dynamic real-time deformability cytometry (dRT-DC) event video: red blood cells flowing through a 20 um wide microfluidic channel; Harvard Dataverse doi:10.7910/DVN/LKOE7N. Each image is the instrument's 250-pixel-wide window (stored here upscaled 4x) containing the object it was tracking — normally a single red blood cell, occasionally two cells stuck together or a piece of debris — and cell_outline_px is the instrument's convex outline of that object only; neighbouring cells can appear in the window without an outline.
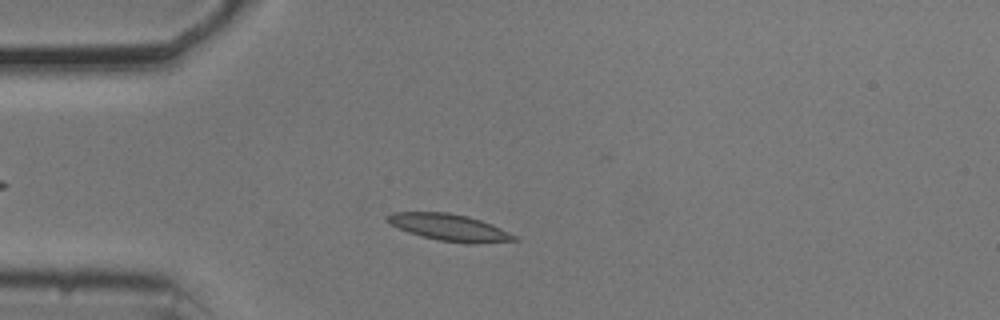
{"species": "common noctule bat (a hibernating species)", "species_latin": "Nyctalus noctula", "temperature_condition": "cold", "stored_images_in_passage": 49, "camera_frame_rate_fps": 3000, "um_per_image_px": 0.085, "animal": {"sex": "male", "body_mass_g": 20.5, "forearm_length_mm": 52.5}, "frame": {"image": 1, "passage_image": 9, "time_ms": 2.667, "image_size_px": [1000, 320], "cell_outline_px": [[520, 240], [476, 244], [468, 244], [436, 240], [408, 232], [384, 220], [384, 216], [392, 212], [448, 212], [468, 216], [492, 224], [520, 236]], "centroid_in_image_um": [38.25, 19.34], "position_along_channel_um": 46.7, "area_um2": 20.17}}
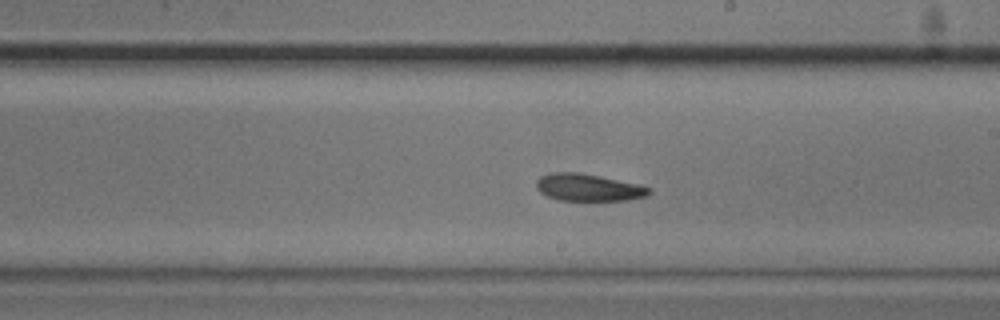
{"frame": {"image": 2, "passage_image": 26, "time_ms": 8.333, "image_size_px": [1000, 320], "cell_outline_px": [[652, 192], [648, 196], [628, 200], [556, 200], [540, 192], [536, 188], [536, 180], [540, 176], [552, 172], [580, 172], [600, 176], [636, 184], [652, 188]], "centroid_in_image_um": [50.0, 15.93], "position_along_channel_um": 239.0, "area_um2": 17.92}}
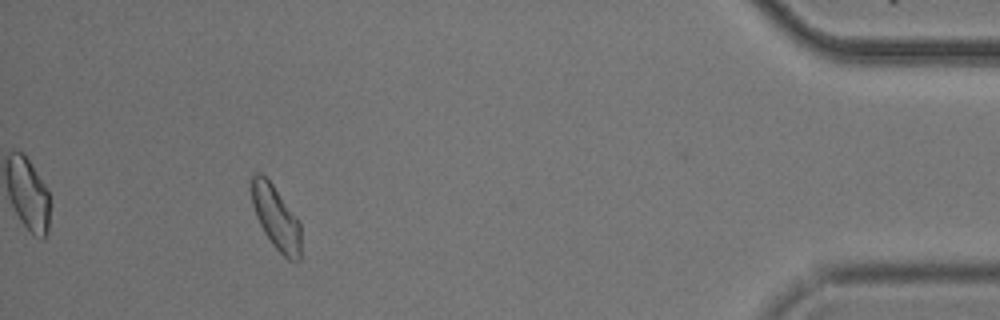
{"frame": {"image": 3, "passage_image": 45, "time_ms": 14.667, "image_size_px": [1000, 320], "cell_outline_px": [[300, 260], [288, 260], [272, 244], [264, 232], [256, 216], [252, 204], [248, 180], [256, 172], [260, 172], [272, 184], [296, 216], [300, 224]], "centroid_in_image_um": [23.41, 18.45], "position_along_channel_um": 411.8, "area_um2": 18.38}, "authors_computed_cell_mechanics": {"area_um2": 18.7272, "velocity_mm_per_s": 3.6684, "shape_relaxation_time_tau1_ms": 4.0112, "shape_relaxation_time_tau2_ms": 3.8925, "deformation_change_tau1": 0.1074, "deformation_change_tau2": 0.0969}}